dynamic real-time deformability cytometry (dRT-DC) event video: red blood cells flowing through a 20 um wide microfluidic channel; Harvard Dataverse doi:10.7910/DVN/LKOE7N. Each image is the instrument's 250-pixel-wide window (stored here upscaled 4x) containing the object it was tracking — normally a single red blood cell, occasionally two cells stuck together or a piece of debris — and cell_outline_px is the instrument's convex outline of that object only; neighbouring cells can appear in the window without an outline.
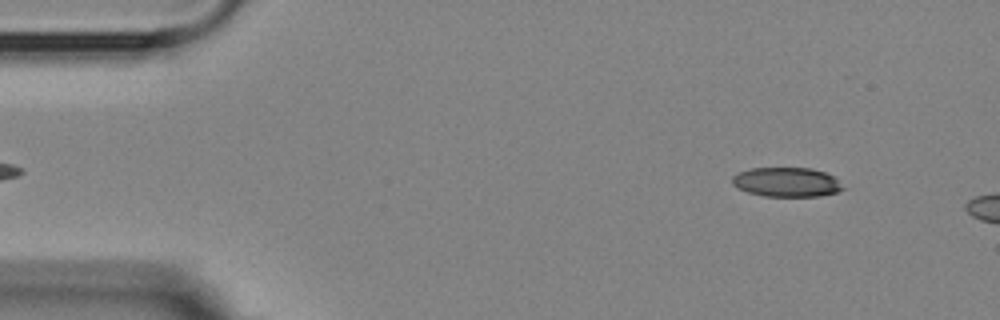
{"species": "Egyptian fruit bat (a non-hibernating species)", "species_latin": "Rousettus aegyptiacus", "temperature_condition": "room temperature", "stored_images_in_passage": 2, "camera_frame_rate_fps": 3000, "um_per_image_px": 0.085, "animal": {"sex": "female"}, "frame": {"image": 1, "passage_image": 1, "time_ms": 0.0, "image_size_px": [1000, 320], "cell_outline_px": [[848, 188], [836, 192], [820, 196], [764, 196], [748, 192], [732, 184], [732, 176], [736, 172], [752, 168], [812, 168], [824, 172], [832, 176]], "centroid_in_image_um": [66.88, 15.47], "position_along_channel_um": 18.1, "area_um2": 19.02}}